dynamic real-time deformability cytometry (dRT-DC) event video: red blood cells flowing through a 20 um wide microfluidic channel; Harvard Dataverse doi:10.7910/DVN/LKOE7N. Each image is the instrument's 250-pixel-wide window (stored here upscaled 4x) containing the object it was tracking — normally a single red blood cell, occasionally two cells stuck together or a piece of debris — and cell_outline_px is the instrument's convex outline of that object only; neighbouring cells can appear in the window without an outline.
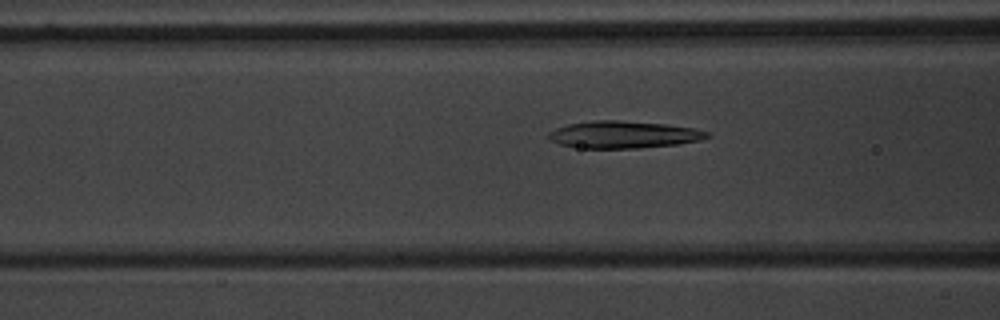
{"species": "common noctule bat (a hibernating species)", "species_latin": "Nyctalus noctula", "temperature_condition": "warm", "stored_images_in_passage": 34, "camera_frame_rate_fps": 3000, "um_per_image_px": 0.085, "animal": {"sex": "male", "body_mass_g": 20.1, "forearm_length_mm": 53.5}, "frame": {"image": 1, "passage_image": 8, "time_ms": 2.333, "image_size_px": [1000, 320], "cell_outline_px": [[712, 136], [700, 140], [680, 144], [636, 148], [580, 148], [560, 144], [548, 140], [548, 132], [556, 128], [568, 124], [592, 120], [620, 120], [664, 124], [692, 128], [712, 132]], "centroid_in_image_um": [53.01, 11.44], "position_along_channel_um": 113.6, "area_um2": 25.26}}
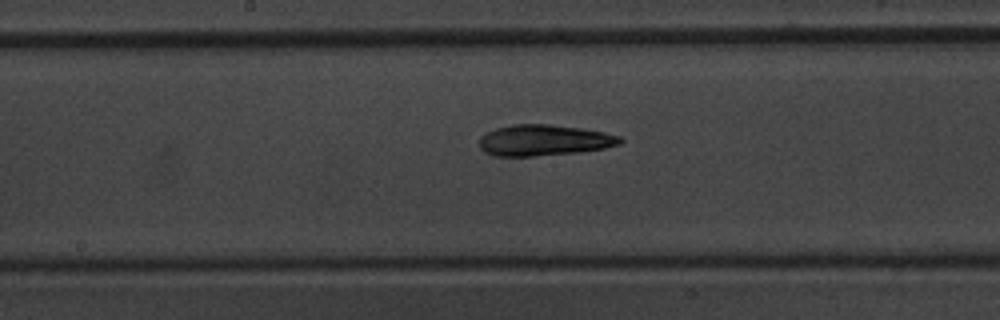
{"frame": {"image": 2, "passage_image": 15, "time_ms": 4.667, "image_size_px": [1000, 320], "cell_outline_px": [[624, 140], [620, 144], [604, 148], [580, 152], [532, 156], [496, 156], [484, 152], [480, 148], [480, 136], [496, 128], [512, 124], [548, 124], [580, 128], [604, 132], [620, 136]], "centroid_in_image_um": [46.24, 11.92], "position_along_channel_um": 202.0, "area_um2": 25.43}}
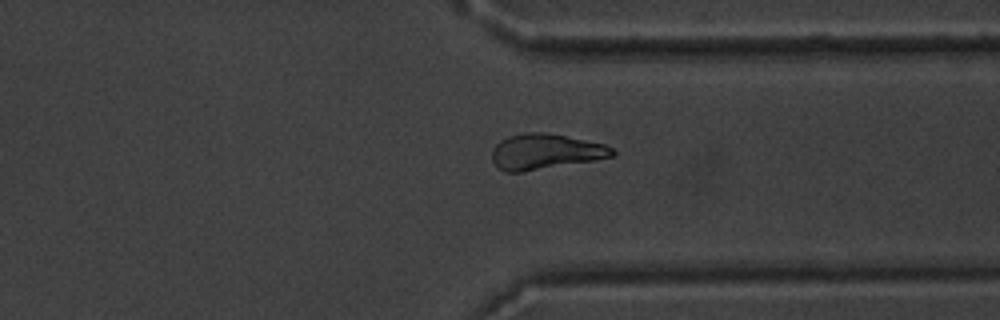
{"frame": {"image": 3, "passage_image": 28, "time_ms": 9.0, "image_size_px": [1000, 320], "cell_outline_px": [[616, 152], [612, 156], [592, 160], [524, 172], [504, 172], [496, 168], [492, 160], [492, 148], [500, 140], [508, 136], [524, 132], [544, 132], [604, 144], [612, 148]], "centroid_in_image_um": [46.27, 12.89], "position_along_channel_um": 365.1, "area_um2": 24.8}, "authors_computed_cell_mechanics": {"area_um2": 24.4494, "velocity_mm_per_s": 3.773, "shape_relaxation_time_tau1_ms": 5.3811, "shape_relaxation_time_tau2_ms": 5.247, "deformation_change_tau1": 0.2088, "deformation_change_tau2": 0.1191}}